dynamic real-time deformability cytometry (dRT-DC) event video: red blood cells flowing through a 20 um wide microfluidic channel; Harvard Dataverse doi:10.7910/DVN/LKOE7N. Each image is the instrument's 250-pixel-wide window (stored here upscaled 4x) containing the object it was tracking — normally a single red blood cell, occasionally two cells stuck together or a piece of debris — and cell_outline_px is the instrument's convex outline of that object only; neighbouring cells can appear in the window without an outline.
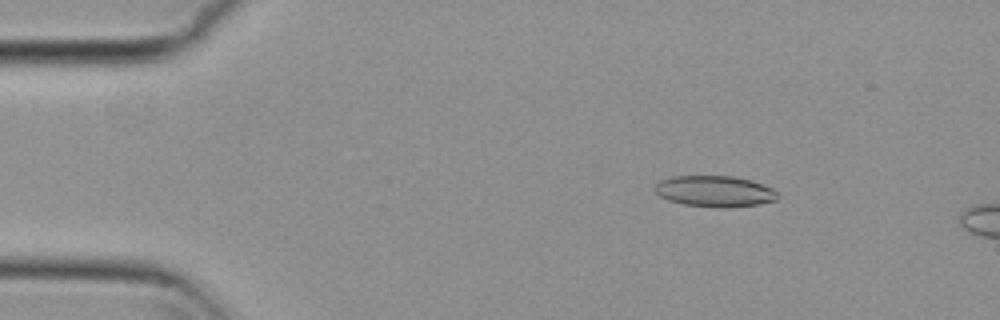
{"species": "common noctule bat (a hibernating species)", "species_latin": "Nyctalus noctula", "temperature_condition": "cold", "stored_images_in_passage": 13, "camera_frame_rate_fps": 3000, "um_per_image_px": 0.085, "animal": {"sex": "female", "body_mass_g": 29.2, "forearm_length_mm": 56.3}, "frame": {"image": 1, "passage_image": 8, "time_ms": 2.333, "image_size_px": [1000, 320], "cell_outline_px": [[780, 196], [776, 200], [760, 204], [724, 208], [720, 208], [684, 204], [668, 200], [660, 196], [652, 188], [660, 180], [672, 176], [732, 176], [752, 180], [772, 188]], "centroid_in_image_um": [60.75, 16.26], "position_along_channel_um": 24.2, "area_um2": 22.37}}